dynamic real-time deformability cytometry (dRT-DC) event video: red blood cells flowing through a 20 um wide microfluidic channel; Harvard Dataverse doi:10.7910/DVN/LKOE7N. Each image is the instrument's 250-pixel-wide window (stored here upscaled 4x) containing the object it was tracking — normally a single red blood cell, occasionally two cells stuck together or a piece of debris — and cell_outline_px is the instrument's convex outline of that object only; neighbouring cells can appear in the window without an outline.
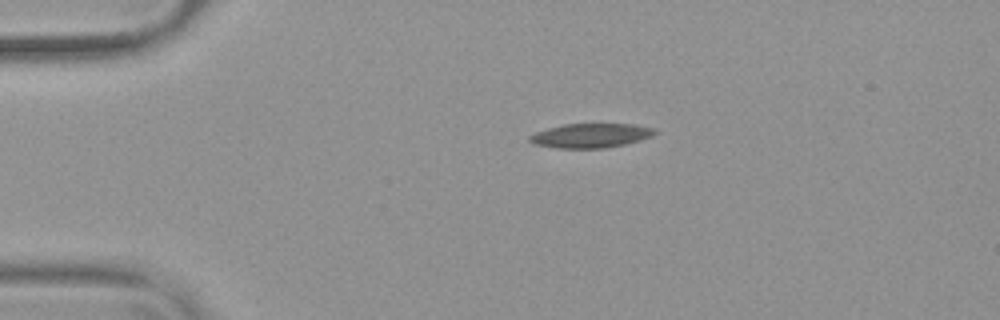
{"species": "common noctule bat (a hibernating species)", "species_latin": "Nyctalus noctula", "temperature_condition": "warm", "stored_images_in_passage": 44, "camera_frame_rate_fps": 3000, "um_per_image_px": 0.085, "animal": {"sex": "female", "body_mass_g": 19.9}, "frame": {"image": 1, "passage_image": 1, "time_ms": 0.0, "image_size_px": [1000, 320], "cell_outline_px": [[656, 132], [652, 136], [640, 140], [624, 144], [604, 148], [556, 148], [536, 144], [528, 140], [528, 136], [536, 132], [548, 128], [564, 124], [632, 124], [652, 128]], "centroid_in_image_um": [50.18, 11.52], "position_along_channel_um": 34.8, "area_um2": 17.51}}
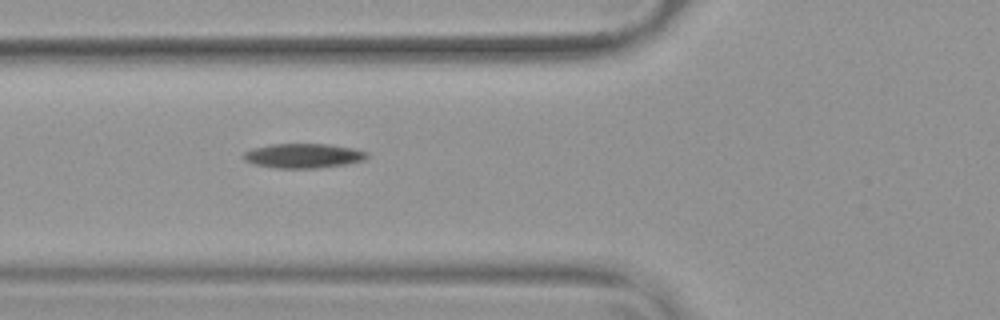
{"frame": {"image": 2, "passage_image": 10, "time_ms": 3.0, "image_size_px": [1000, 320], "cell_outline_px": [[368, 156], [364, 160], [348, 164], [316, 168], [276, 168], [256, 164], [244, 160], [244, 152], [252, 148], [272, 144], [328, 144], [352, 148], [368, 152]], "centroid_in_image_um": [25.8, 13.24], "position_along_channel_um": 100.0, "area_um2": 17.57}}
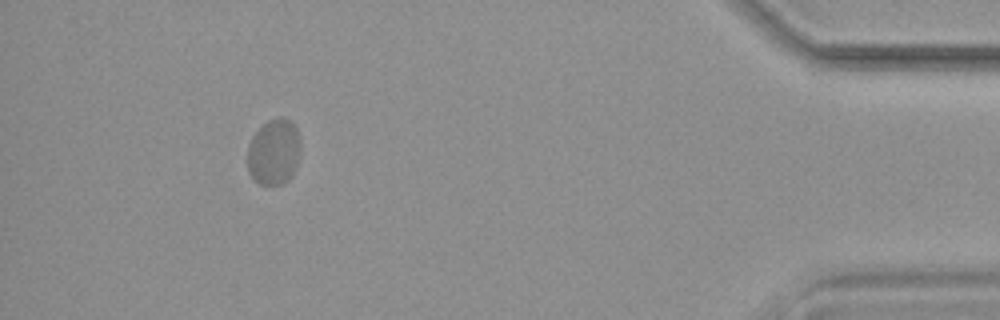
{"frame": {"image": 3, "passage_image": 40, "time_ms": 13.0, "image_size_px": [1000, 320], "cell_outline_px": [[300, 152], [296, 168], [292, 176], [284, 184], [260, 184], [252, 180], [248, 172], [248, 144], [252, 136], [268, 120], [280, 116], [288, 120], [296, 128], [300, 136]], "centroid_in_image_um": [23.28, 12.94], "position_along_channel_um": 411.9, "area_um2": 20.63}}